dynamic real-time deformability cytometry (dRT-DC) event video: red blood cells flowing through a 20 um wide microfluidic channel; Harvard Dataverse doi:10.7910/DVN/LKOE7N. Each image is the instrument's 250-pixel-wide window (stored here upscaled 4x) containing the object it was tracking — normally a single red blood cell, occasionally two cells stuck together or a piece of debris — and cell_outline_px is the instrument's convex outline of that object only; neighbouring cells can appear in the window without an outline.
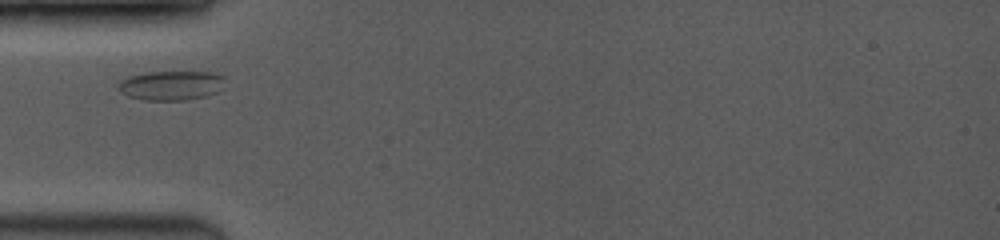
{"species": "common noctule bat (a hibernating species)", "species_latin": "Nyctalus noctula", "temperature_condition": "room temperature", "stored_images_in_passage": 16, "camera_frame_rate_fps": 3500, "um_per_image_px": 0.085, "animal": {"sex": "female", "body_mass_g": 19.0, "forearm_length_mm": 53.3}, "frame": {"image": 1, "passage_image": 1, "time_ms": 0.0, "image_size_px": [1000, 240], "cell_outline_px": [[224, 80], [220, 92], [188, 100], [144, 100], [128, 96], [120, 92], [116, 84], [120, 80], [128, 76], [144, 72], [212, 72], [224, 76]], "centroid_in_image_um": [14.52, 7.26], "position_along_channel_um": 70.5, "area_um2": 18.55}}
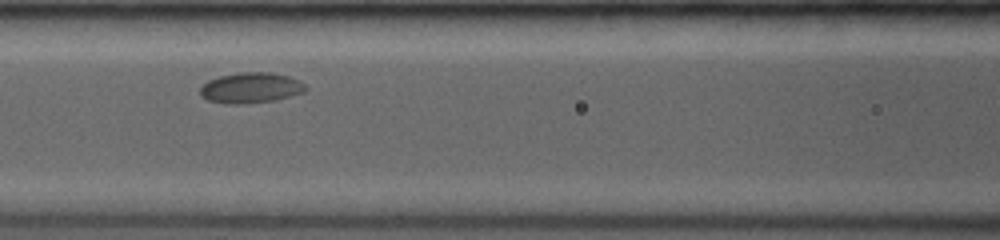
{"frame": {"image": 2, "passage_image": 9, "time_ms": 2.0, "image_size_px": [1000, 240], "cell_outline_px": [[308, 88], [304, 92], [292, 96], [276, 100], [240, 104], [228, 104], [208, 100], [200, 96], [200, 88], [208, 80], [220, 76], [240, 72], [272, 72], [288, 76], [300, 80]], "centroid_in_image_um": [21.34, 7.46], "position_along_channel_um": 145.3, "area_um2": 18.9}}
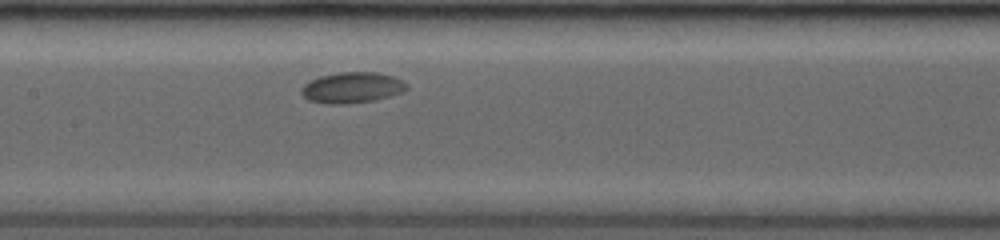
{"frame": {"image": 3, "passage_image": 14, "time_ms": 2.857, "image_size_px": [1000, 240], "cell_outline_px": [[408, 88], [400, 92], [376, 100], [348, 104], [328, 104], [308, 100], [300, 92], [300, 88], [304, 84], [320, 76], [340, 72], [376, 72], [392, 76], [408, 84]], "centroid_in_image_um": [29.9, 7.45], "position_along_channel_um": 177.5, "area_um2": 18.84}}